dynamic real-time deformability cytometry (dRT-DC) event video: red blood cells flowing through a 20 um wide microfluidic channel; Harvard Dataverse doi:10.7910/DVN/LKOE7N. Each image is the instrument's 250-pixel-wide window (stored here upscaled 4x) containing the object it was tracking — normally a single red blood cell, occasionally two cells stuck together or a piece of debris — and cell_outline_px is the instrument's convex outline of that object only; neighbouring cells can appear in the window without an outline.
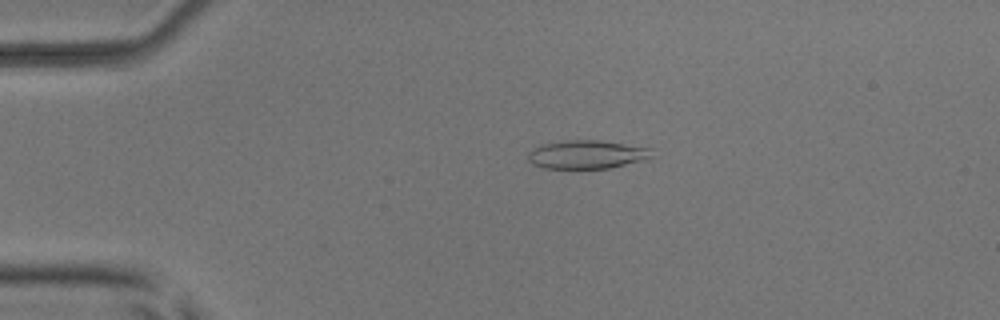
{"species": "common noctule bat (a hibernating species)", "species_latin": "Nyctalus noctula", "temperature_condition": "room temperature", "stored_images_in_passage": 5, "camera_frame_rate_fps": 3000, "um_per_image_px": 0.085, "animal": {"sex": "male", "body_mass_g": 17.9, "forearm_length_mm": 54.2}, "frame": {"image": 1, "passage_image": 4, "time_ms": 1.0, "image_size_px": [1000, 320], "cell_outline_px": [[652, 156], [648, 160], [608, 168], [544, 168], [532, 164], [528, 160], [528, 152], [532, 148], [540, 144], [568, 140], [600, 140], [652, 148]], "centroid_in_image_um": [49.89, 13.13], "position_along_channel_um": 35.1, "area_um2": 20.75}}